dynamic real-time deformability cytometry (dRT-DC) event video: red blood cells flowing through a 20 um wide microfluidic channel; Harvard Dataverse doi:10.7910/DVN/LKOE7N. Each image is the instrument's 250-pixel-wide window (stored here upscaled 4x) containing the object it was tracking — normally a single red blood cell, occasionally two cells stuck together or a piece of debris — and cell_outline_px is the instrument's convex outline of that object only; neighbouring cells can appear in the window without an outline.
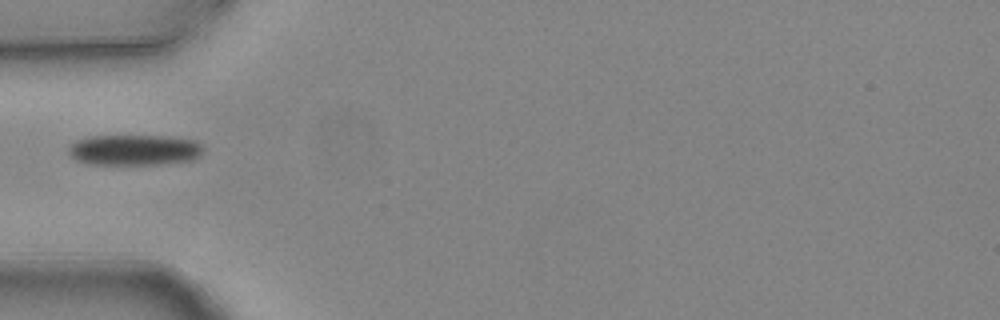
{"species": "common noctule bat (a hibernating species)", "species_latin": "Nyctalus noctula", "temperature_condition": "warm", "stored_images_in_passage": 6, "camera_frame_rate_fps": 3000, "um_per_image_px": 0.085, "animal": {"sex": "female", "body_mass_g": 24.6, "forearm_length_mm": 56.2}, "frame": {"image": 1, "passage_image": 5, "time_ms": 1.333, "image_size_px": [1000, 320], "cell_outline_px": [[204, 148], [192, 160], [160, 164], [88, 164], [76, 160], [68, 152], [68, 148], [76, 140], [88, 136], [168, 136], [196, 140]], "centroid_in_image_um": [11.39, 12.74], "position_along_channel_um": 73.6, "area_um2": 24.04}}
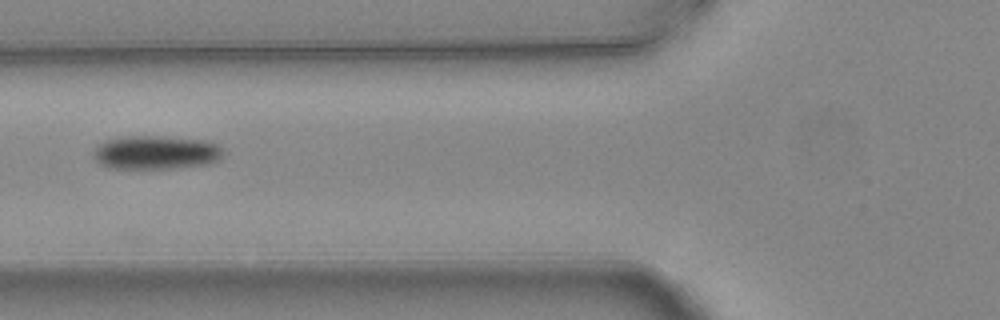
{"frame": {"image": 2, "passage_image": 6, "time_ms": 1.667, "image_size_px": [1000, 320], "cell_outline_px": [[224, 156], [220, 160], [208, 164], [172, 168], [108, 168], [100, 164], [96, 160], [92, 152], [104, 140], [124, 136], [160, 136], [204, 140], [216, 144], [224, 152]], "centroid_in_image_um": [13.26, 12.96], "position_along_channel_um": 112.5, "area_um2": 25.55}}